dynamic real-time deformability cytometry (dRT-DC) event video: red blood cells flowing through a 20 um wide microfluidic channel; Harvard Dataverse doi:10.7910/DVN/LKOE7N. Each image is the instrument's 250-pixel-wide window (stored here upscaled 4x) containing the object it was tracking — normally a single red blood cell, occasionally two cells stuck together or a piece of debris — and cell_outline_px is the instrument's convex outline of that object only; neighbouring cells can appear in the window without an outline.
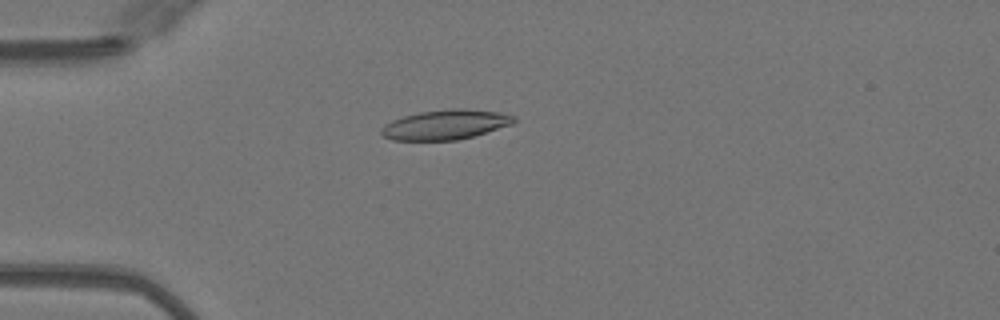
{"species": "Egyptian fruit bat (a non-hibernating species)", "species_latin": "Rousettus aegyptiacus", "temperature_condition": "warm", "stored_images_in_passage": 40, "camera_frame_rate_fps": 3000, "um_per_image_px": 0.085, "animal": {"sex": "female"}, "frame": {"image": 1, "passage_image": 8, "time_ms": 2.333, "image_size_px": [1000, 320], "cell_outline_px": [[516, 120], [512, 124], [472, 136], [456, 140], [392, 140], [384, 136], [380, 132], [380, 128], [384, 124], [392, 120], [404, 116], [420, 112], [452, 108], [464, 108], [500, 112], [516, 116]], "centroid_in_image_um": [37.85, 10.58], "position_along_channel_um": 47.1, "area_um2": 22.95}}
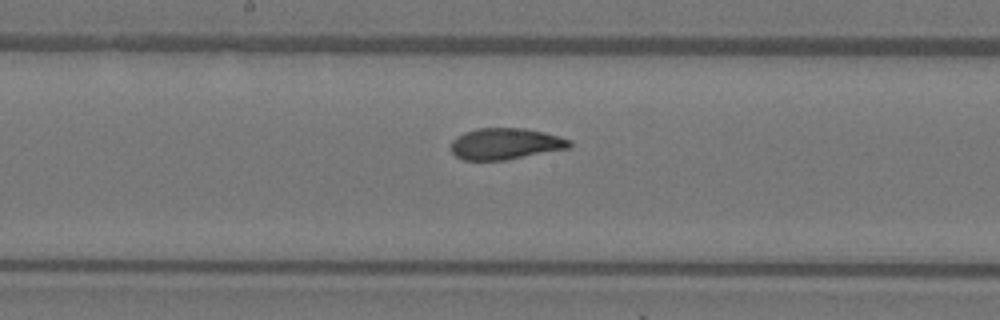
{"frame": {"image": 2, "passage_image": 21, "time_ms": 6.667, "image_size_px": [1000, 320], "cell_outline_px": [[572, 144], [568, 148], [504, 160], [464, 160], [456, 156], [452, 152], [452, 140], [464, 132], [476, 128], [524, 128], [544, 132], [560, 136], [572, 140]], "centroid_in_image_um": [42.97, 12.21], "position_along_channel_um": 205.2, "area_um2": 21.56}}
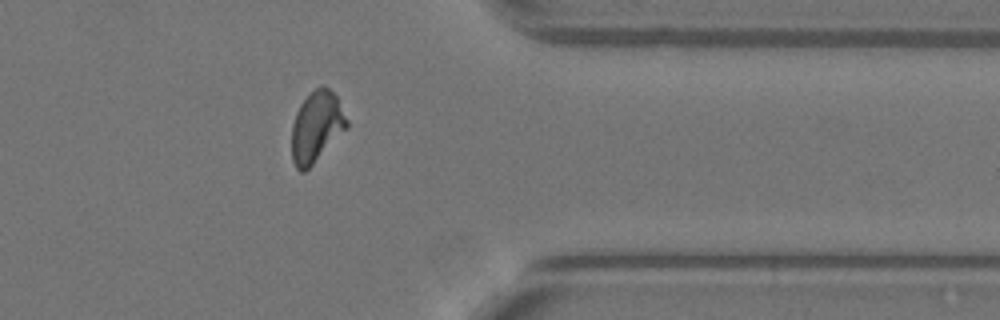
{"frame": {"image": 3, "passage_image": 35, "time_ms": 11.333, "image_size_px": [1000, 320], "cell_outline_px": [[348, 128], [304, 172], [300, 172], [296, 168], [292, 160], [292, 124], [296, 112], [300, 104], [320, 84], [324, 84], [336, 96], [348, 120]], "centroid_in_image_um": [26.9, 10.77], "position_along_channel_um": 384.5, "area_um2": 22.6}}